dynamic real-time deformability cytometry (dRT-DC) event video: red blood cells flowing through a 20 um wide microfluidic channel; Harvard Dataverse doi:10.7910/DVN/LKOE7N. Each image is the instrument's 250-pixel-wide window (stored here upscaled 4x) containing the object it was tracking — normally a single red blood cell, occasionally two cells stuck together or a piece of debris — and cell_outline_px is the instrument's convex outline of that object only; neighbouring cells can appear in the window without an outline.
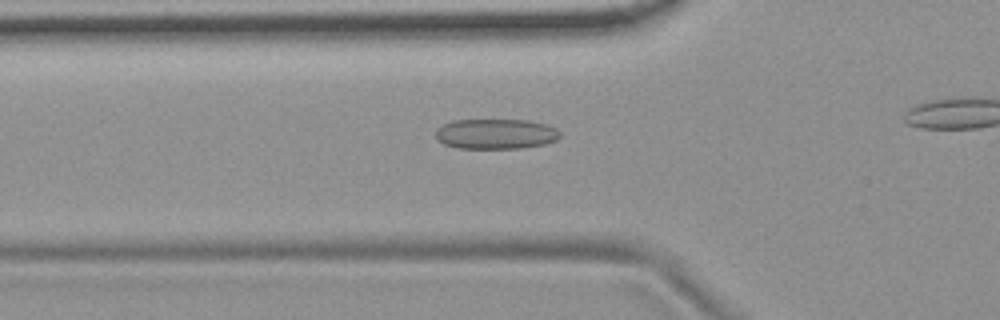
{"species": "common noctule bat (a hibernating species)", "species_latin": "Nyctalus noctula", "temperature_condition": "room temperature", "stored_images_in_passage": 37, "camera_frame_rate_fps": 3000, "um_per_image_px": 0.085, "animal": {"sex": "female", "body_mass_g": 19.9}, "frame": {"image": 1, "passage_image": 12, "time_ms": 3.667, "image_size_px": [1000, 320], "cell_outline_px": [[560, 136], [556, 140], [544, 144], [520, 148], [456, 148], [444, 144], [436, 140], [436, 132], [444, 124], [452, 120], [528, 120], [544, 124], [556, 128], [560, 132]], "centroid_in_image_um": [42.13, 11.38], "position_along_channel_um": 83.7, "area_um2": 21.79}}
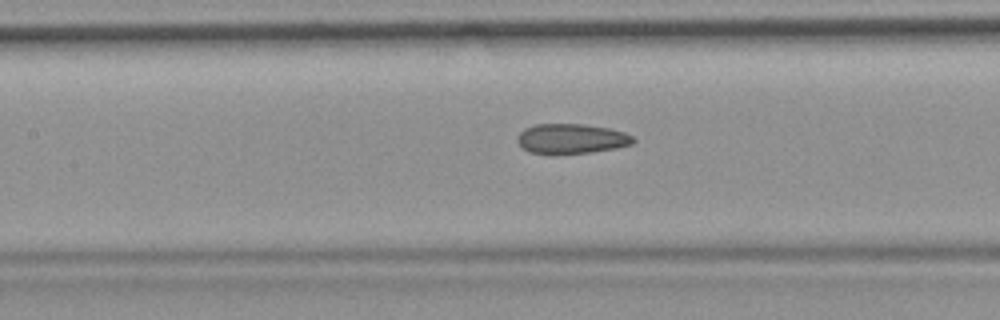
{"frame": {"image": 2, "passage_image": 18, "time_ms": 5.667, "image_size_px": [1000, 320], "cell_outline_px": [[636, 140], [632, 144], [616, 148], [592, 152], [556, 156], [552, 156], [528, 152], [516, 140], [516, 136], [524, 128], [536, 124], [584, 124], [608, 128], [624, 132], [632, 136]], "centroid_in_image_um": [48.52, 11.82], "position_along_channel_um": 158.9, "area_um2": 20.75}}
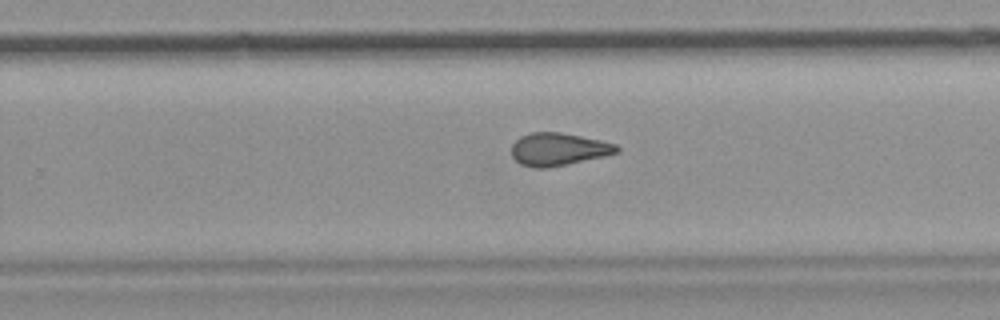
{"frame": {"image": 3, "passage_image": 28, "time_ms": 9.0, "image_size_px": [1000, 320], "cell_outline_px": [[620, 152], [604, 156], [548, 168], [536, 168], [520, 164], [512, 156], [512, 144], [520, 136], [532, 132], [560, 132], [600, 140], [616, 144], [620, 148]], "centroid_in_image_um": [47.46, 12.68], "position_along_channel_um": 282.3, "area_um2": 20.0}}